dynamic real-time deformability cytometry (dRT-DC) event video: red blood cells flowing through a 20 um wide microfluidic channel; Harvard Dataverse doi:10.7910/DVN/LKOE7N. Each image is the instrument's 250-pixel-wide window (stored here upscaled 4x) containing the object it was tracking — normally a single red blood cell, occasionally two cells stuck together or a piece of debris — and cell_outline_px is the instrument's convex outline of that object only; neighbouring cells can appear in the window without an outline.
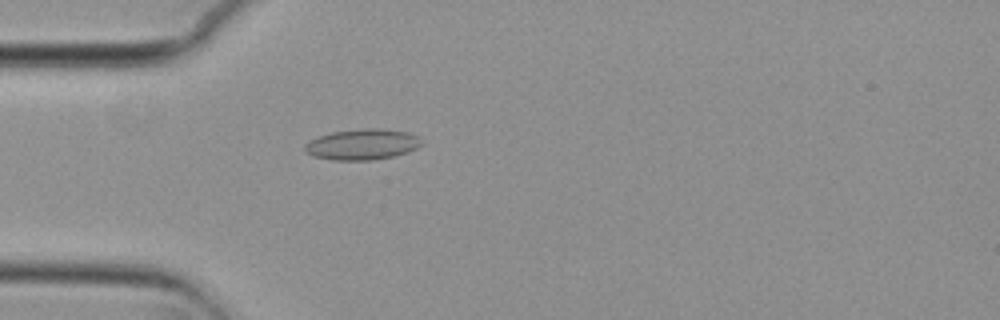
{"species": "common noctule bat (a hibernating species)", "species_latin": "Nyctalus noctula", "temperature_condition": "cold", "stored_images_in_passage": 7, "camera_frame_rate_fps": 3000, "um_per_image_px": 0.085, "animal": {"sex": "female", "body_mass_g": 29.2, "forearm_length_mm": 56.3}, "frame": {"image": 1, "passage_image": 2, "time_ms": 0.333, "image_size_px": [1000, 320], "cell_outline_px": [[424, 140], [416, 148], [408, 152], [392, 156], [372, 160], [332, 160], [312, 156], [304, 152], [304, 144], [320, 136], [332, 132], [364, 128], [380, 128], [408, 132]], "centroid_in_image_um": [30.78, 12.27], "position_along_channel_um": 54.2, "area_um2": 20.92}}
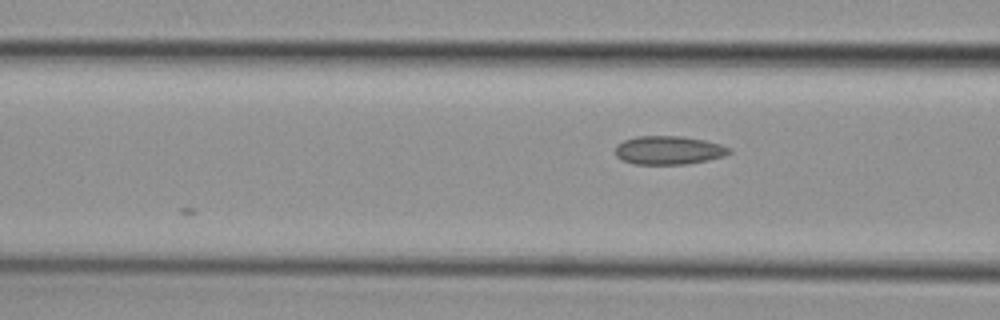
{"frame": {"image": 2, "passage_image": 7, "time_ms": 2.0, "image_size_px": [1000, 320], "cell_outline_px": [[732, 152], [724, 156], [708, 160], [688, 164], [636, 164], [624, 160], [616, 156], [616, 144], [624, 140], [636, 136], [684, 136], [704, 140], [720, 144], [732, 148]], "centroid_in_image_um": [56.87, 12.76], "position_along_channel_um": 109.7, "area_um2": 19.02}}